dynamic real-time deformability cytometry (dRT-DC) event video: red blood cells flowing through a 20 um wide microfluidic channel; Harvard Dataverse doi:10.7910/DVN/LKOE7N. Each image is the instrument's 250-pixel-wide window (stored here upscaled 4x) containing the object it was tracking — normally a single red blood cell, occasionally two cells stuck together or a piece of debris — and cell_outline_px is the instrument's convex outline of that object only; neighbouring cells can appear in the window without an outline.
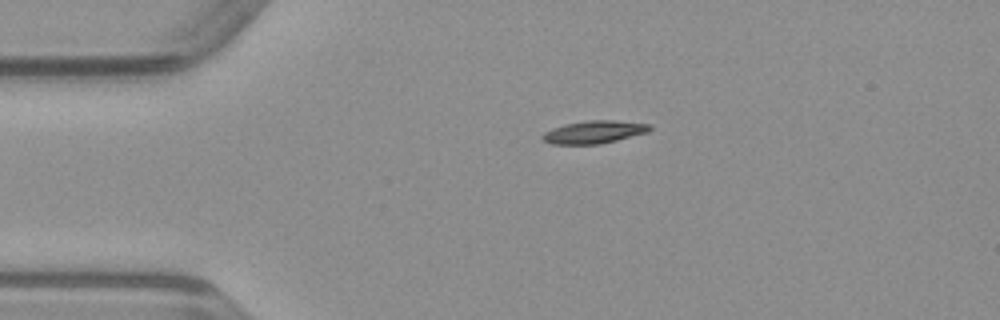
{"species": "common noctule bat (a hibernating species)", "species_latin": "Nyctalus noctula", "temperature_condition": "warm", "stored_images_in_passage": 40, "camera_frame_rate_fps": 3000, "um_per_image_px": 0.085, "animal": {"sex": "male", "body_mass_g": 23.1, "forearm_length_mm": 52.7}, "frame": {"image": 1, "passage_image": 1, "time_ms": 0.0, "image_size_px": [1000, 320], "cell_outline_px": [[652, 128], [648, 132], [600, 144], [552, 144], [544, 140], [540, 136], [544, 132], [552, 128], [564, 124], [588, 120], [612, 120], [652, 124]], "centroid_in_image_um": [50.49, 11.21], "position_along_channel_um": 34.5, "area_um2": 14.22}}
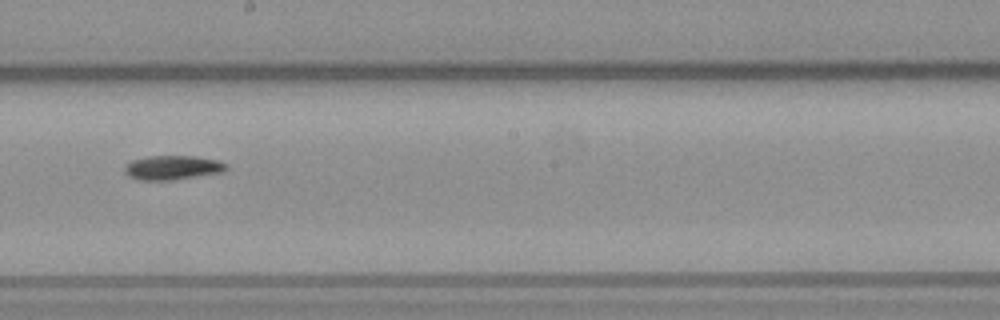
{"frame": {"image": 2, "passage_image": 18, "time_ms": 5.667, "image_size_px": [1000, 320], "cell_outline_px": [[228, 168], [224, 172], [172, 180], [140, 180], [128, 176], [124, 172], [124, 168], [132, 160], [148, 156], [196, 156], [216, 160], [228, 164]], "centroid_in_image_um": [14.68, 14.25], "position_along_channel_um": 233.5, "area_um2": 14.39}}
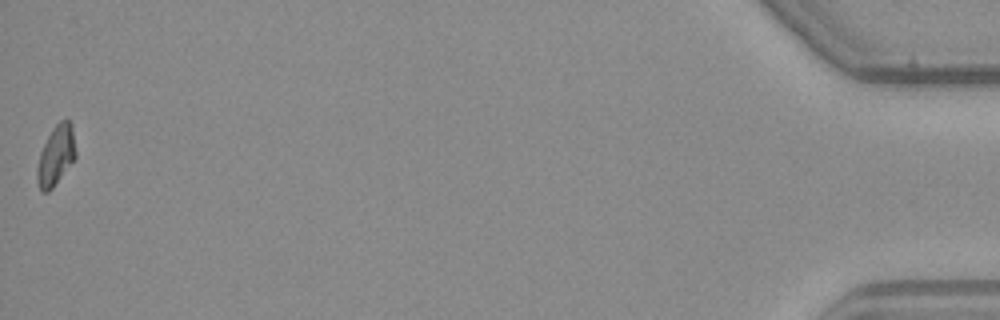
{"frame": {"image": 3, "passage_image": 40, "time_ms": 13.0, "image_size_px": [1000, 320], "cell_outline_px": [[76, 156], [52, 188], [48, 192], [40, 192], [36, 180], [36, 168], [40, 152], [52, 128], [60, 120], [68, 120], [72, 124], [76, 152]], "centroid_in_image_um": [4.73, 13.22], "position_along_channel_um": 430.5, "area_um2": 13.41}}